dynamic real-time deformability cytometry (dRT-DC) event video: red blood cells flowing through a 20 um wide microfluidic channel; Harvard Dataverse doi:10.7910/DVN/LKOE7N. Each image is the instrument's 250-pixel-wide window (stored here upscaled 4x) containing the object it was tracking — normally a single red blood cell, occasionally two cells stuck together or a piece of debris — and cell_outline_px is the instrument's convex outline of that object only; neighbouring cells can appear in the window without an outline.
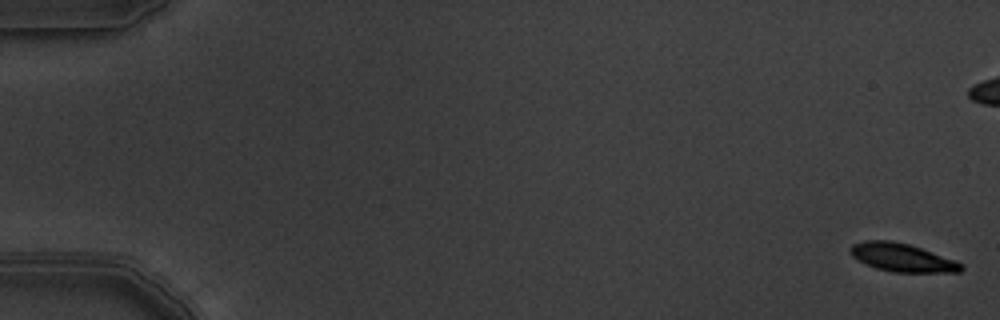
{"species": "common noctule bat (a hibernating species)", "species_latin": "Nyctalus noctula", "temperature_condition": "warm", "stored_images_in_passage": 7, "camera_frame_rate_fps": 3000, "um_per_image_px": 0.085, "animal": {"sex": "male", "body_mass_g": 19.5, "forearm_length_mm": 54.6}, "frame": {"image": 1, "passage_image": 1, "time_ms": 0.0, "image_size_px": [1000, 320], "cell_outline_px": [[964, 268], [960, 272], [896, 272], [876, 268], [852, 256], [848, 252], [848, 248], [852, 244], [864, 240], [892, 240], [908, 244], [956, 260], [964, 264]], "centroid_in_image_um": [76.68, 21.88], "position_along_channel_um": 8.3, "area_um2": 18.21}}